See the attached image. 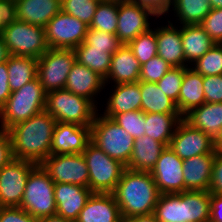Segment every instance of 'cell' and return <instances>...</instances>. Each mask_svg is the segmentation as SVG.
Listing matches in <instances>:
<instances>
[{
    "label": "cell",
    "instance_id": "45",
    "mask_svg": "<svg viewBox=\"0 0 222 222\" xmlns=\"http://www.w3.org/2000/svg\"><path fill=\"white\" fill-rule=\"evenodd\" d=\"M203 90L206 103L222 102V75L204 76Z\"/></svg>",
    "mask_w": 222,
    "mask_h": 222
},
{
    "label": "cell",
    "instance_id": "20",
    "mask_svg": "<svg viewBox=\"0 0 222 222\" xmlns=\"http://www.w3.org/2000/svg\"><path fill=\"white\" fill-rule=\"evenodd\" d=\"M104 79L90 68L75 61L71 68L65 89L90 100L95 106L99 104L95 97L105 89ZM95 96V97H94Z\"/></svg>",
    "mask_w": 222,
    "mask_h": 222
},
{
    "label": "cell",
    "instance_id": "44",
    "mask_svg": "<svg viewBox=\"0 0 222 222\" xmlns=\"http://www.w3.org/2000/svg\"><path fill=\"white\" fill-rule=\"evenodd\" d=\"M200 25L215 44H222V8L211 9Z\"/></svg>",
    "mask_w": 222,
    "mask_h": 222
},
{
    "label": "cell",
    "instance_id": "29",
    "mask_svg": "<svg viewBox=\"0 0 222 222\" xmlns=\"http://www.w3.org/2000/svg\"><path fill=\"white\" fill-rule=\"evenodd\" d=\"M183 119L180 113H145V133L154 140L170 145L178 123Z\"/></svg>",
    "mask_w": 222,
    "mask_h": 222
},
{
    "label": "cell",
    "instance_id": "34",
    "mask_svg": "<svg viewBox=\"0 0 222 222\" xmlns=\"http://www.w3.org/2000/svg\"><path fill=\"white\" fill-rule=\"evenodd\" d=\"M171 6L180 25L201 24L212 9L210 0H172Z\"/></svg>",
    "mask_w": 222,
    "mask_h": 222
},
{
    "label": "cell",
    "instance_id": "19",
    "mask_svg": "<svg viewBox=\"0 0 222 222\" xmlns=\"http://www.w3.org/2000/svg\"><path fill=\"white\" fill-rule=\"evenodd\" d=\"M221 148L218 147L213 153L193 156L183 160V177L186 190L208 191L215 154Z\"/></svg>",
    "mask_w": 222,
    "mask_h": 222
},
{
    "label": "cell",
    "instance_id": "26",
    "mask_svg": "<svg viewBox=\"0 0 222 222\" xmlns=\"http://www.w3.org/2000/svg\"><path fill=\"white\" fill-rule=\"evenodd\" d=\"M166 146L153 138L142 135L134 139L131 158L127 164L128 169L142 172H151Z\"/></svg>",
    "mask_w": 222,
    "mask_h": 222
},
{
    "label": "cell",
    "instance_id": "8",
    "mask_svg": "<svg viewBox=\"0 0 222 222\" xmlns=\"http://www.w3.org/2000/svg\"><path fill=\"white\" fill-rule=\"evenodd\" d=\"M2 37L12 56L38 59L49 49L44 27L20 20L3 29Z\"/></svg>",
    "mask_w": 222,
    "mask_h": 222
},
{
    "label": "cell",
    "instance_id": "50",
    "mask_svg": "<svg viewBox=\"0 0 222 222\" xmlns=\"http://www.w3.org/2000/svg\"><path fill=\"white\" fill-rule=\"evenodd\" d=\"M13 159L8 133L0 129V169Z\"/></svg>",
    "mask_w": 222,
    "mask_h": 222
},
{
    "label": "cell",
    "instance_id": "30",
    "mask_svg": "<svg viewBox=\"0 0 222 222\" xmlns=\"http://www.w3.org/2000/svg\"><path fill=\"white\" fill-rule=\"evenodd\" d=\"M141 110L144 113H179L176 103L157 83L140 81Z\"/></svg>",
    "mask_w": 222,
    "mask_h": 222
},
{
    "label": "cell",
    "instance_id": "55",
    "mask_svg": "<svg viewBox=\"0 0 222 222\" xmlns=\"http://www.w3.org/2000/svg\"><path fill=\"white\" fill-rule=\"evenodd\" d=\"M38 222H74L68 219H65L64 217L53 215L48 217H43L38 219Z\"/></svg>",
    "mask_w": 222,
    "mask_h": 222
},
{
    "label": "cell",
    "instance_id": "5",
    "mask_svg": "<svg viewBox=\"0 0 222 222\" xmlns=\"http://www.w3.org/2000/svg\"><path fill=\"white\" fill-rule=\"evenodd\" d=\"M91 141L112 159L126 167L133 152L134 138L112 118L96 113L91 125Z\"/></svg>",
    "mask_w": 222,
    "mask_h": 222
},
{
    "label": "cell",
    "instance_id": "52",
    "mask_svg": "<svg viewBox=\"0 0 222 222\" xmlns=\"http://www.w3.org/2000/svg\"><path fill=\"white\" fill-rule=\"evenodd\" d=\"M210 207V221L222 222V195L211 194Z\"/></svg>",
    "mask_w": 222,
    "mask_h": 222
},
{
    "label": "cell",
    "instance_id": "37",
    "mask_svg": "<svg viewBox=\"0 0 222 222\" xmlns=\"http://www.w3.org/2000/svg\"><path fill=\"white\" fill-rule=\"evenodd\" d=\"M128 46L131 48L140 65L146 63L157 55L158 46L155 37V28H150L148 31L141 33Z\"/></svg>",
    "mask_w": 222,
    "mask_h": 222
},
{
    "label": "cell",
    "instance_id": "6",
    "mask_svg": "<svg viewBox=\"0 0 222 222\" xmlns=\"http://www.w3.org/2000/svg\"><path fill=\"white\" fill-rule=\"evenodd\" d=\"M55 183L41 164L30 172L20 208L40 219L56 215Z\"/></svg>",
    "mask_w": 222,
    "mask_h": 222
},
{
    "label": "cell",
    "instance_id": "41",
    "mask_svg": "<svg viewBox=\"0 0 222 222\" xmlns=\"http://www.w3.org/2000/svg\"><path fill=\"white\" fill-rule=\"evenodd\" d=\"M188 67H172L167 73L157 82V85L164 93L175 103L178 102L179 91L183 81L184 71Z\"/></svg>",
    "mask_w": 222,
    "mask_h": 222
},
{
    "label": "cell",
    "instance_id": "18",
    "mask_svg": "<svg viewBox=\"0 0 222 222\" xmlns=\"http://www.w3.org/2000/svg\"><path fill=\"white\" fill-rule=\"evenodd\" d=\"M183 119L193 128L203 131L222 148V102L204 103L192 109Z\"/></svg>",
    "mask_w": 222,
    "mask_h": 222
},
{
    "label": "cell",
    "instance_id": "32",
    "mask_svg": "<svg viewBox=\"0 0 222 222\" xmlns=\"http://www.w3.org/2000/svg\"><path fill=\"white\" fill-rule=\"evenodd\" d=\"M38 59L33 57L10 56L7 61L8 81L11 92L20 89L37 77Z\"/></svg>",
    "mask_w": 222,
    "mask_h": 222
},
{
    "label": "cell",
    "instance_id": "43",
    "mask_svg": "<svg viewBox=\"0 0 222 222\" xmlns=\"http://www.w3.org/2000/svg\"><path fill=\"white\" fill-rule=\"evenodd\" d=\"M172 66L156 55L141 65L139 81L157 83Z\"/></svg>",
    "mask_w": 222,
    "mask_h": 222
},
{
    "label": "cell",
    "instance_id": "54",
    "mask_svg": "<svg viewBox=\"0 0 222 222\" xmlns=\"http://www.w3.org/2000/svg\"><path fill=\"white\" fill-rule=\"evenodd\" d=\"M10 56V52L4 43V39L2 35H0V63L7 62Z\"/></svg>",
    "mask_w": 222,
    "mask_h": 222
},
{
    "label": "cell",
    "instance_id": "31",
    "mask_svg": "<svg viewBox=\"0 0 222 222\" xmlns=\"http://www.w3.org/2000/svg\"><path fill=\"white\" fill-rule=\"evenodd\" d=\"M183 197L184 222H207L210 220L209 191L186 190L179 193Z\"/></svg>",
    "mask_w": 222,
    "mask_h": 222
},
{
    "label": "cell",
    "instance_id": "53",
    "mask_svg": "<svg viewBox=\"0 0 222 222\" xmlns=\"http://www.w3.org/2000/svg\"><path fill=\"white\" fill-rule=\"evenodd\" d=\"M122 222H158V221L156 220L155 214L151 213L147 215H138L122 219Z\"/></svg>",
    "mask_w": 222,
    "mask_h": 222
},
{
    "label": "cell",
    "instance_id": "3",
    "mask_svg": "<svg viewBox=\"0 0 222 222\" xmlns=\"http://www.w3.org/2000/svg\"><path fill=\"white\" fill-rule=\"evenodd\" d=\"M46 106V92L38 77L20 89L11 92L6 103L0 108V129L8 130L15 124L26 121Z\"/></svg>",
    "mask_w": 222,
    "mask_h": 222
},
{
    "label": "cell",
    "instance_id": "14",
    "mask_svg": "<svg viewBox=\"0 0 222 222\" xmlns=\"http://www.w3.org/2000/svg\"><path fill=\"white\" fill-rule=\"evenodd\" d=\"M151 16H156L150 9L139 3L118 0V26L116 36L121 44L128 45L141 33L150 29ZM150 17V18H149Z\"/></svg>",
    "mask_w": 222,
    "mask_h": 222
},
{
    "label": "cell",
    "instance_id": "36",
    "mask_svg": "<svg viewBox=\"0 0 222 222\" xmlns=\"http://www.w3.org/2000/svg\"><path fill=\"white\" fill-rule=\"evenodd\" d=\"M117 26L118 0L100 1L89 28L116 35Z\"/></svg>",
    "mask_w": 222,
    "mask_h": 222
},
{
    "label": "cell",
    "instance_id": "56",
    "mask_svg": "<svg viewBox=\"0 0 222 222\" xmlns=\"http://www.w3.org/2000/svg\"><path fill=\"white\" fill-rule=\"evenodd\" d=\"M210 4L212 9L222 8V0H210Z\"/></svg>",
    "mask_w": 222,
    "mask_h": 222
},
{
    "label": "cell",
    "instance_id": "28",
    "mask_svg": "<svg viewBox=\"0 0 222 222\" xmlns=\"http://www.w3.org/2000/svg\"><path fill=\"white\" fill-rule=\"evenodd\" d=\"M180 32L185 61L188 65L193 64L215 45L200 24L181 25Z\"/></svg>",
    "mask_w": 222,
    "mask_h": 222
},
{
    "label": "cell",
    "instance_id": "10",
    "mask_svg": "<svg viewBox=\"0 0 222 222\" xmlns=\"http://www.w3.org/2000/svg\"><path fill=\"white\" fill-rule=\"evenodd\" d=\"M89 26L79 19L64 13H57L44 27L49 48L75 49L82 44Z\"/></svg>",
    "mask_w": 222,
    "mask_h": 222
},
{
    "label": "cell",
    "instance_id": "12",
    "mask_svg": "<svg viewBox=\"0 0 222 222\" xmlns=\"http://www.w3.org/2000/svg\"><path fill=\"white\" fill-rule=\"evenodd\" d=\"M37 164L12 159L0 169V207H19L31 170Z\"/></svg>",
    "mask_w": 222,
    "mask_h": 222
},
{
    "label": "cell",
    "instance_id": "27",
    "mask_svg": "<svg viewBox=\"0 0 222 222\" xmlns=\"http://www.w3.org/2000/svg\"><path fill=\"white\" fill-rule=\"evenodd\" d=\"M204 103L203 76L188 67L184 71L178 102L176 103L178 111L184 117L192 109Z\"/></svg>",
    "mask_w": 222,
    "mask_h": 222
},
{
    "label": "cell",
    "instance_id": "17",
    "mask_svg": "<svg viewBox=\"0 0 222 222\" xmlns=\"http://www.w3.org/2000/svg\"><path fill=\"white\" fill-rule=\"evenodd\" d=\"M93 192L86 187L69 183H55L56 215L76 221Z\"/></svg>",
    "mask_w": 222,
    "mask_h": 222
},
{
    "label": "cell",
    "instance_id": "11",
    "mask_svg": "<svg viewBox=\"0 0 222 222\" xmlns=\"http://www.w3.org/2000/svg\"><path fill=\"white\" fill-rule=\"evenodd\" d=\"M41 165L54 183L76 184L88 188L89 172L82 153L50 154Z\"/></svg>",
    "mask_w": 222,
    "mask_h": 222
},
{
    "label": "cell",
    "instance_id": "51",
    "mask_svg": "<svg viewBox=\"0 0 222 222\" xmlns=\"http://www.w3.org/2000/svg\"><path fill=\"white\" fill-rule=\"evenodd\" d=\"M10 95L7 62H3L0 63V108L6 103Z\"/></svg>",
    "mask_w": 222,
    "mask_h": 222
},
{
    "label": "cell",
    "instance_id": "42",
    "mask_svg": "<svg viewBox=\"0 0 222 222\" xmlns=\"http://www.w3.org/2000/svg\"><path fill=\"white\" fill-rule=\"evenodd\" d=\"M84 42L93 48L105 49L111 54L122 45L116 35L91 28H88Z\"/></svg>",
    "mask_w": 222,
    "mask_h": 222
},
{
    "label": "cell",
    "instance_id": "13",
    "mask_svg": "<svg viewBox=\"0 0 222 222\" xmlns=\"http://www.w3.org/2000/svg\"><path fill=\"white\" fill-rule=\"evenodd\" d=\"M169 146L182 160L213 153L219 147L214 139L184 119L178 123Z\"/></svg>",
    "mask_w": 222,
    "mask_h": 222
},
{
    "label": "cell",
    "instance_id": "49",
    "mask_svg": "<svg viewBox=\"0 0 222 222\" xmlns=\"http://www.w3.org/2000/svg\"><path fill=\"white\" fill-rule=\"evenodd\" d=\"M139 3L141 6L150 9L156 17L167 15L171 8L172 0H128Z\"/></svg>",
    "mask_w": 222,
    "mask_h": 222
},
{
    "label": "cell",
    "instance_id": "7",
    "mask_svg": "<svg viewBox=\"0 0 222 222\" xmlns=\"http://www.w3.org/2000/svg\"><path fill=\"white\" fill-rule=\"evenodd\" d=\"M88 167L89 185L93 193H112L126 166L112 159L90 141L82 152Z\"/></svg>",
    "mask_w": 222,
    "mask_h": 222
},
{
    "label": "cell",
    "instance_id": "1",
    "mask_svg": "<svg viewBox=\"0 0 222 222\" xmlns=\"http://www.w3.org/2000/svg\"><path fill=\"white\" fill-rule=\"evenodd\" d=\"M55 125L56 120L43 110L6 130L13 159L41 164L51 154Z\"/></svg>",
    "mask_w": 222,
    "mask_h": 222
},
{
    "label": "cell",
    "instance_id": "9",
    "mask_svg": "<svg viewBox=\"0 0 222 222\" xmlns=\"http://www.w3.org/2000/svg\"><path fill=\"white\" fill-rule=\"evenodd\" d=\"M76 61L74 49L49 48L37 62V77L46 93L64 89Z\"/></svg>",
    "mask_w": 222,
    "mask_h": 222
},
{
    "label": "cell",
    "instance_id": "21",
    "mask_svg": "<svg viewBox=\"0 0 222 222\" xmlns=\"http://www.w3.org/2000/svg\"><path fill=\"white\" fill-rule=\"evenodd\" d=\"M167 23L155 28L157 55L172 67H190L185 61L180 27L174 26L169 20Z\"/></svg>",
    "mask_w": 222,
    "mask_h": 222
},
{
    "label": "cell",
    "instance_id": "38",
    "mask_svg": "<svg viewBox=\"0 0 222 222\" xmlns=\"http://www.w3.org/2000/svg\"><path fill=\"white\" fill-rule=\"evenodd\" d=\"M204 76L222 75V44L212 46L201 58L190 66Z\"/></svg>",
    "mask_w": 222,
    "mask_h": 222
},
{
    "label": "cell",
    "instance_id": "57",
    "mask_svg": "<svg viewBox=\"0 0 222 222\" xmlns=\"http://www.w3.org/2000/svg\"><path fill=\"white\" fill-rule=\"evenodd\" d=\"M3 27L0 25V35H2Z\"/></svg>",
    "mask_w": 222,
    "mask_h": 222
},
{
    "label": "cell",
    "instance_id": "2",
    "mask_svg": "<svg viewBox=\"0 0 222 222\" xmlns=\"http://www.w3.org/2000/svg\"><path fill=\"white\" fill-rule=\"evenodd\" d=\"M122 219L154 213L161 195L150 172L126 168L112 192Z\"/></svg>",
    "mask_w": 222,
    "mask_h": 222
},
{
    "label": "cell",
    "instance_id": "33",
    "mask_svg": "<svg viewBox=\"0 0 222 222\" xmlns=\"http://www.w3.org/2000/svg\"><path fill=\"white\" fill-rule=\"evenodd\" d=\"M76 61L90 68L104 80L109 72L112 54L105 49L93 48L85 42L75 49Z\"/></svg>",
    "mask_w": 222,
    "mask_h": 222
},
{
    "label": "cell",
    "instance_id": "23",
    "mask_svg": "<svg viewBox=\"0 0 222 222\" xmlns=\"http://www.w3.org/2000/svg\"><path fill=\"white\" fill-rule=\"evenodd\" d=\"M75 222H122L112 193H93Z\"/></svg>",
    "mask_w": 222,
    "mask_h": 222
},
{
    "label": "cell",
    "instance_id": "16",
    "mask_svg": "<svg viewBox=\"0 0 222 222\" xmlns=\"http://www.w3.org/2000/svg\"><path fill=\"white\" fill-rule=\"evenodd\" d=\"M91 141V127L56 122L51 154H79Z\"/></svg>",
    "mask_w": 222,
    "mask_h": 222
},
{
    "label": "cell",
    "instance_id": "35",
    "mask_svg": "<svg viewBox=\"0 0 222 222\" xmlns=\"http://www.w3.org/2000/svg\"><path fill=\"white\" fill-rule=\"evenodd\" d=\"M154 214L158 222H184L183 197L179 193L161 194Z\"/></svg>",
    "mask_w": 222,
    "mask_h": 222
},
{
    "label": "cell",
    "instance_id": "4",
    "mask_svg": "<svg viewBox=\"0 0 222 222\" xmlns=\"http://www.w3.org/2000/svg\"><path fill=\"white\" fill-rule=\"evenodd\" d=\"M97 107L87 98L65 88L46 93L45 110L56 122L91 127L99 111Z\"/></svg>",
    "mask_w": 222,
    "mask_h": 222
},
{
    "label": "cell",
    "instance_id": "24",
    "mask_svg": "<svg viewBox=\"0 0 222 222\" xmlns=\"http://www.w3.org/2000/svg\"><path fill=\"white\" fill-rule=\"evenodd\" d=\"M113 87V93H109L110 96L106 99L107 105L102 112L104 116L113 118L116 114L141 110L140 81L114 84Z\"/></svg>",
    "mask_w": 222,
    "mask_h": 222
},
{
    "label": "cell",
    "instance_id": "46",
    "mask_svg": "<svg viewBox=\"0 0 222 222\" xmlns=\"http://www.w3.org/2000/svg\"><path fill=\"white\" fill-rule=\"evenodd\" d=\"M0 222H38L20 207H0Z\"/></svg>",
    "mask_w": 222,
    "mask_h": 222
},
{
    "label": "cell",
    "instance_id": "15",
    "mask_svg": "<svg viewBox=\"0 0 222 222\" xmlns=\"http://www.w3.org/2000/svg\"><path fill=\"white\" fill-rule=\"evenodd\" d=\"M182 169L183 160L167 146L150 172L161 194L185 191Z\"/></svg>",
    "mask_w": 222,
    "mask_h": 222
},
{
    "label": "cell",
    "instance_id": "48",
    "mask_svg": "<svg viewBox=\"0 0 222 222\" xmlns=\"http://www.w3.org/2000/svg\"><path fill=\"white\" fill-rule=\"evenodd\" d=\"M16 20V0H0V25L5 29Z\"/></svg>",
    "mask_w": 222,
    "mask_h": 222
},
{
    "label": "cell",
    "instance_id": "22",
    "mask_svg": "<svg viewBox=\"0 0 222 222\" xmlns=\"http://www.w3.org/2000/svg\"><path fill=\"white\" fill-rule=\"evenodd\" d=\"M141 65L135 58L131 48L122 44L112 54L109 72L104 80L105 86L113 81L114 84L134 83L140 78ZM111 80V81H110Z\"/></svg>",
    "mask_w": 222,
    "mask_h": 222
},
{
    "label": "cell",
    "instance_id": "39",
    "mask_svg": "<svg viewBox=\"0 0 222 222\" xmlns=\"http://www.w3.org/2000/svg\"><path fill=\"white\" fill-rule=\"evenodd\" d=\"M99 1L62 0L61 10L90 26Z\"/></svg>",
    "mask_w": 222,
    "mask_h": 222
},
{
    "label": "cell",
    "instance_id": "40",
    "mask_svg": "<svg viewBox=\"0 0 222 222\" xmlns=\"http://www.w3.org/2000/svg\"><path fill=\"white\" fill-rule=\"evenodd\" d=\"M112 119L134 139L145 133V113L142 110L116 114Z\"/></svg>",
    "mask_w": 222,
    "mask_h": 222
},
{
    "label": "cell",
    "instance_id": "25",
    "mask_svg": "<svg viewBox=\"0 0 222 222\" xmlns=\"http://www.w3.org/2000/svg\"><path fill=\"white\" fill-rule=\"evenodd\" d=\"M61 5L62 0H16L17 20L45 27Z\"/></svg>",
    "mask_w": 222,
    "mask_h": 222
},
{
    "label": "cell",
    "instance_id": "47",
    "mask_svg": "<svg viewBox=\"0 0 222 222\" xmlns=\"http://www.w3.org/2000/svg\"><path fill=\"white\" fill-rule=\"evenodd\" d=\"M208 191L210 194L222 195V148L215 154L212 178Z\"/></svg>",
    "mask_w": 222,
    "mask_h": 222
}]
</instances>
